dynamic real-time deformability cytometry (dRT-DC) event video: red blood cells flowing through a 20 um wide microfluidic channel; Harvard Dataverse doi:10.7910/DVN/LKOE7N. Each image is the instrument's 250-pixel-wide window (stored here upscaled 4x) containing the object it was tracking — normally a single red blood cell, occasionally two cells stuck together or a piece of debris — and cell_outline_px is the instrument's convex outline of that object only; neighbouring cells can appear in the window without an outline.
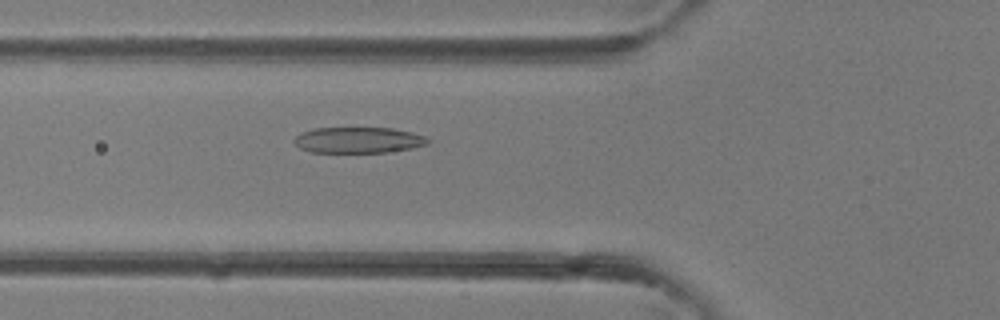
{"species": "common noctule bat (a hibernating species)", "species_latin": "Nyctalus noctula", "temperature_condition": "room temperature", "stored_images_in_passage": 33, "camera_frame_rate_fps": 3000, "um_per_image_px": 0.085, "animal": {"sex": "female"}, "frame": {"image": 1, "passage_image": 7, "time_ms": 2.0, "image_size_px": [1000, 320], "cell_outline_px": [[432, 140], [428, 144], [412, 148], [384, 152], [312, 152], [300, 148], [292, 140], [300, 132], [312, 128], [392, 128], [412, 132], [424, 136]], "centroid_in_image_um": [30.45, 11.9], "position_along_channel_um": 95.3, "area_um2": 20.23}}
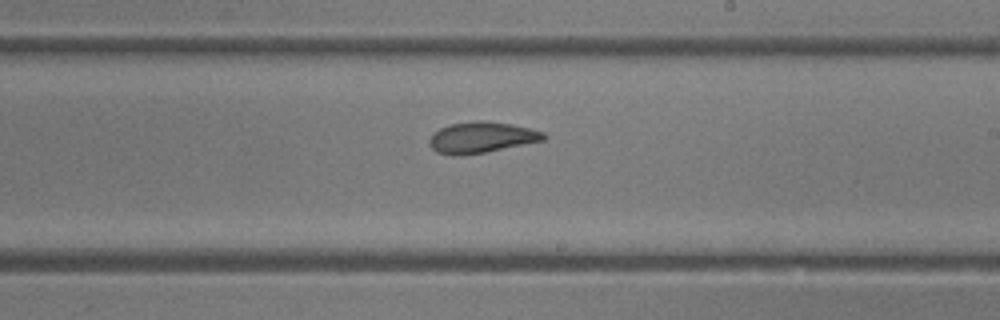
{"frame": {"image": 2, "passage_image": 16, "time_ms": 5.0, "image_size_px": [1000, 320], "cell_outline_px": [[548, 136], [544, 140], [484, 152], [460, 156], [452, 156], [436, 152], [428, 144], [428, 140], [432, 132], [440, 128], [452, 124], [476, 120], [480, 120], [512, 124], [544, 132]], "centroid_in_image_um": [40.87, 11.68], "position_along_channel_um": 248.1, "area_um2": 20.69}}
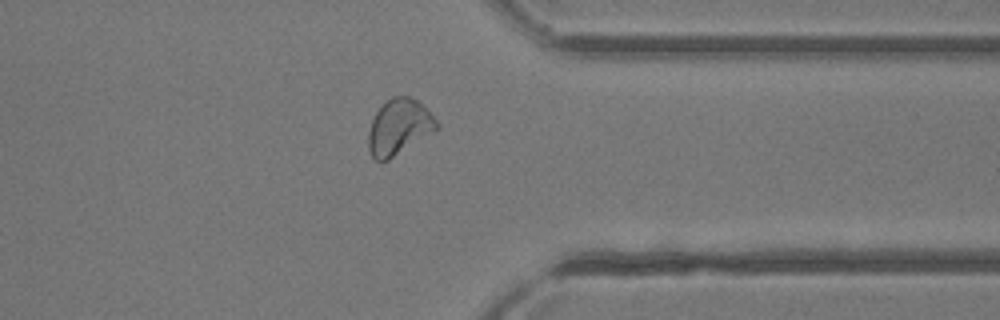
{"frame": {"image": 3, "passage_image": 24, "time_ms": 7.667, "image_size_px": [1000, 320], "cell_outline_px": [[440, 128], [388, 160], [376, 160], [372, 156], [368, 148], [368, 132], [372, 120], [376, 112], [392, 96], [408, 96], [416, 100], [440, 124]], "centroid_in_image_um": [33.91, 10.81], "position_along_channel_um": 377.5, "area_um2": 21.73}}